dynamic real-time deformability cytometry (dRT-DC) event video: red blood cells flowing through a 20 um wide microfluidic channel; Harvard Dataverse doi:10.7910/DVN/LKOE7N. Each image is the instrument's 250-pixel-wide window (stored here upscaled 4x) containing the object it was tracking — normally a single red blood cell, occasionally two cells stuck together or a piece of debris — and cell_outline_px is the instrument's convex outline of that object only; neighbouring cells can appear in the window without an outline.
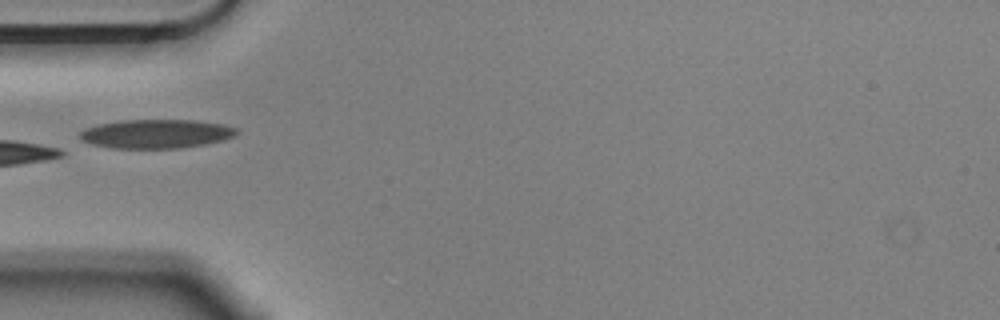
{"species": "Egyptian fruit bat (a non-hibernating species)", "species_latin": "Rousettus aegyptiacus", "temperature_condition": "cold", "stored_images_in_passage": 4, "camera_frame_rate_fps": 3000, "um_per_image_px": 0.085, "animal": {"sex": "male"}, "frame": {"image": 1, "passage_image": 4, "time_ms": 1.0, "image_size_px": [1000, 320], "cell_outline_px": [[240, 132], [236, 136], [224, 140], [204, 144], [180, 148], [112, 148], [92, 144], [84, 140], [80, 136], [80, 132], [84, 128], [96, 124], [120, 120], [196, 120], [224, 124], [236, 128]], "centroid_in_image_um": [13.31, 11.36], "position_along_channel_um": 71.7, "area_um2": 26.59}}